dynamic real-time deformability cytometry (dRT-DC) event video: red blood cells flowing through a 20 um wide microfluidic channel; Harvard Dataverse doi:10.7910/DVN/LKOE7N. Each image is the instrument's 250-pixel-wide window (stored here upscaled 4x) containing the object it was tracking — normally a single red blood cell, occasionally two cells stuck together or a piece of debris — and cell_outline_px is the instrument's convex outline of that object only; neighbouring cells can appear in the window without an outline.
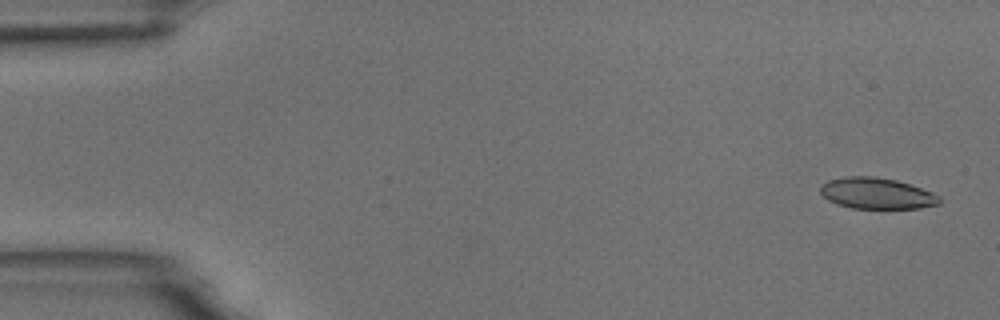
{"species": "common noctule bat (a hibernating species)", "species_latin": "Nyctalus noctula", "temperature_condition": "room temperature", "stored_images_in_passage": 55, "camera_frame_rate_fps": 3000, "um_per_image_px": 0.085, "animal": {"sex": "male", "body_mass_g": 18.8}, "frame": {"image": 1, "passage_image": 2, "time_ms": 0.333, "image_size_px": [1000, 320], "cell_outline_px": [[940, 204], [920, 208], [852, 208], [836, 204], [828, 200], [820, 192], [820, 184], [828, 180], [844, 176], [872, 176], [896, 180], [932, 192], [940, 196]], "centroid_in_image_um": [74.49, 16.43], "position_along_channel_um": 10.5, "area_um2": 21.62}}
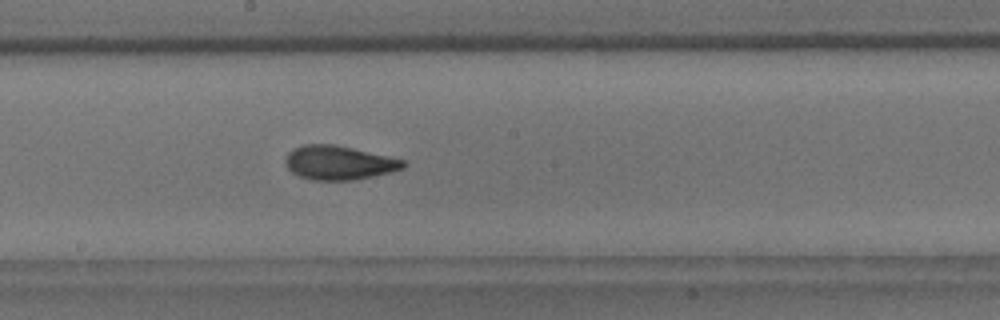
{"frame": {"image": 2, "passage_image": 30, "time_ms": 9.667, "image_size_px": [1000, 320], "cell_outline_px": [[408, 164], [404, 168], [372, 176], [352, 180], [312, 180], [300, 176], [292, 172], [284, 164], [284, 160], [288, 152], [292, 148], [304, 144], [336, 144], [388, 156], [404, 160]], "centroid_in_image_um": [28.77, 13.82], "position_along_channel_um": 219.4, "area_um2": 23.41}}
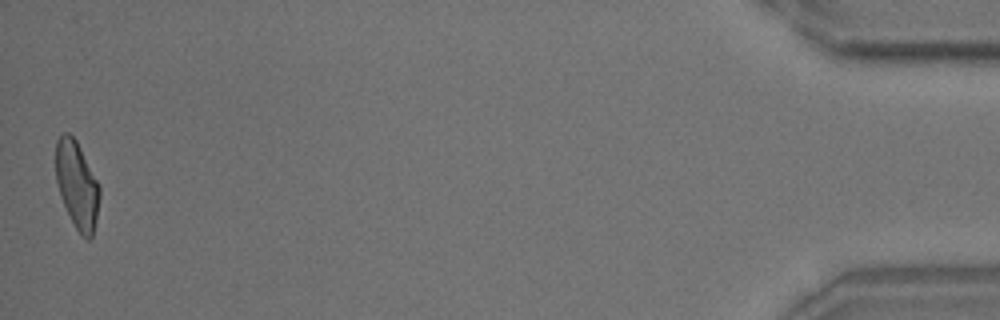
{"frame": {"image": 3, "passage_image": 55, "time_ms": 18.0, "image_size_px": [1000, 320], "cell_outline_px": [[100, 196], [96, 220], [92, 236], [88, 240], [80, 236], [60, 196], [56, 180], [56, 140], [64, 132], [68, 132], [76, 140], [100, 184]], "centroid_in_image_um": [6.55, 15.71], "position_along_channel_um": 428.6, "area_um2": 22.25}, "authors_computed_cell_mechanics": {"area_um2": 22.7732, "velocity_mm_per_s": 3.6315, "shape_relaxation_time_tau1_ms": 7.2026, "shape_relaxation_time_tau2_ms": 1.7087, "deformation_change_tau1": 0.1953, "deformation_change_tau2": 0.0828}}